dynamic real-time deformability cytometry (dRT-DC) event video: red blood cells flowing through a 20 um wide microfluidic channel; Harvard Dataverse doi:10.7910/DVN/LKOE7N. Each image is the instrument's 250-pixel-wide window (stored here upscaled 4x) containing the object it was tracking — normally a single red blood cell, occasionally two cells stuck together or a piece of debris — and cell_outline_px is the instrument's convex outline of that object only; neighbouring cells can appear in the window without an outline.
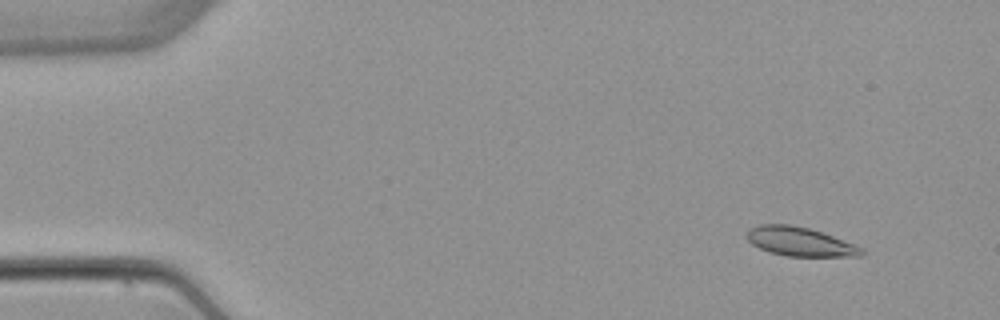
{"species": "common noctule bat (a hibernating species)", "species_latin": "Nyctalus noctula", "temperature_condition": "warm", "stored_images_in_passage": 4, "camera_frame_rate_fps": 3000, "um_per_image_px": 0.085, "animal": {"sex": "female", "body_mass_g": 22.7, "forearm_length_mm": 54.2}, "frame": {"image": 1, "passage_image": 1, "time_ms": 0.0, "image_size_px": [1000, 320], "cell_outline_px": [[864, 252], [860, 256], [788, 256], [768, 252], [752, 244], [744, 236], [748, 228], [760, 224], [788, 224], [808, 228], [832, 236], [864, 248]], "centroid_in_image_um": [67.93, 20.53], "position_along_channel_um": 17.1, "area_um2": 19.31}}
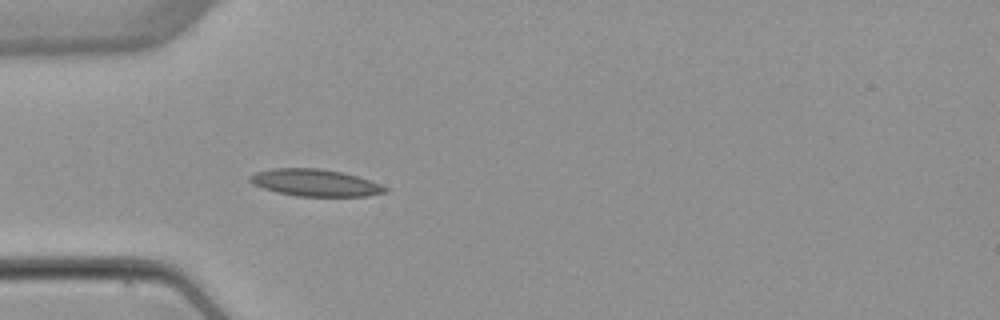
{"frame": {"image": 2, "passage_image": 4, "time_ms": 3.667, "image_size_px": [1000, 320], "cell_outline_px": [[388, 192], [368, 196], [296, 196], [276, 192], [252, 184], [248, 180], [248, 176], [256, 172], [272, 168], [316, 168], [344, 172], [380, 184], [388, 188]], "centroid_in_image_um": [26.77, 15.53], "position_along_channel_um": 58.2, "area_um2": 21.33}}